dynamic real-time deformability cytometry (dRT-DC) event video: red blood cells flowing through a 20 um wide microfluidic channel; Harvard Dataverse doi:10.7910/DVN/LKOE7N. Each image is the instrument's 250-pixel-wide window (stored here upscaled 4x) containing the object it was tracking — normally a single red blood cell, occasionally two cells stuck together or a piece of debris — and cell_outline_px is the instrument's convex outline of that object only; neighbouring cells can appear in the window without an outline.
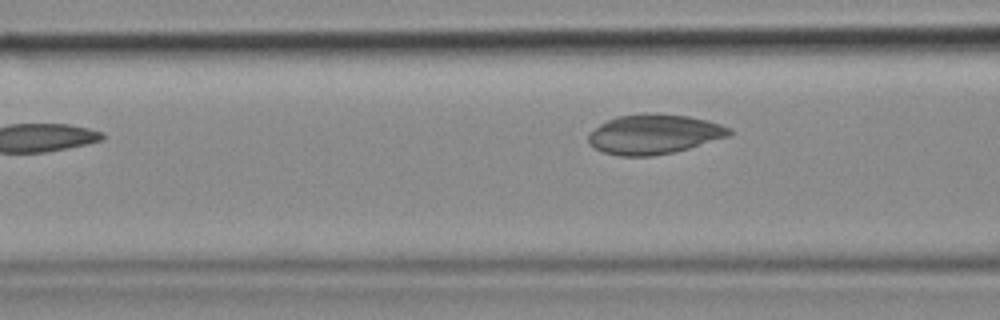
{"species": "common noctule bat (a hibernating species)", "species_latin": "Nyctalus noctula", "temperature_condition": "cold", "stored_images_in_passage": 4, "camera_frame_rate_fps": 3000, "um_per_image_px": 0.085, "animal": {"sex": "female", "body_mass_g": 18.4}, "frame": {"image": 1, "passage_image": 4, "time_ms": 1.0, "image_size_px": [1000, 320], "cell_outline_px": [[732, 136], [688, 148], [672, 152], [652, 156], [620, 156], [604, 152], [596, 148], [588, 140], [588, 132], [600, 124], [616, 116], [648, 112], [688, 116], [708, 120], [732, 128]], "centroid_in_image_um": [55.62, 11.39], "position_along_channel_um": 111.0, "area_um2": 32.77}}